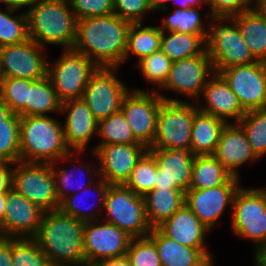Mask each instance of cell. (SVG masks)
Wrapping results in <instances>:
<instances>
[{"mask_svg": "<svg viewBox=\"0 0 266 266\" xmlns=\"http://www.w3.org/2000/svg\"><path fill=\"white\" fill-rule=\"evenodd\" d=\"M131 22L115 13L77 20L73 49L81 52L98 67L123 64Z\"/></svg>", "mask_w": 266, "mask_h": 266, "instance_id": "cell-1", "label": "cell"}, {"mask_svg": "<svg viewBox=\"0 0 266 266\" xmlns=\"http://www.w3.org/2000/svg\"><path fill=\"white\" fill-rule=\"evenodd\" d=\"M83 233L84 222L57 209L43 213L32 238L52 266H77L86 263Z\"/></svg>", "mask_w": 266, "mask_h": 266, "instance_id": "cell-2", "label": "cell"}, {"mask_svg": "<svg viewBox=\"0 0 266 266\" xmlns=\"http://www.w3.org/2000/svg\"><path fill=\"white\" fill-rule=\"evenodd\" d=\"M20 161H68L75 151L66 145L62 123L50 116L20 117Z\"/></svg>", "mask_w": 266, "mask_h": 266, "instance_id": "cell-3", "label": "cell"}, {"mask_svg": "<svg viewBox=\"0 0 266 266\" xmlns=\"http://www.w3.org/2000/svg\"><path fill=\"white\" fill-rule=\"evenodd\" d=\"M68 0H36L27 10L28 37L42 48L45 44L72 48L77 18ZM44 44V45H43Z\"/></svg>", "mask_w": 266, "mask_h": 266, "instance_id": "cell-4", "label": "cell"}, {"mask_svg": "<svg viewBox=\"0 0 266 266\" xmlns=\"http://www.w3.org/2000/svg\"><path fill=\"white\" fill-rule=\"evenodd\" d=\"M92 187L100 196L97 203H102L101 210L105 209V222L114 224L131 238L146 237L152 227L146 217L144 198L136 195L124 184H109L101 177Z\"/></svg>", "mask_w": 266, "mask_h": 266, "instance_id": "cell-5", "label": "cell"}, {"mask_svg": "<svg viewBox=\"0 0 266 266\" xmlns=\"http://www.w3.org/2000/svg\"><path fill=\"white\" fill-rule=\"evenodd\" d=\"M210 20L211 25L206 35V52L214 72L257 61L248 49L234 16L211 15Z\"/></svg>", "mask_w": 266, "mask_h": 266, "instance_id": "cell-6", "label": "cell"}, {"mask_svg": "<svg viewBox=\"0 0 266 266\" xmlns=\"http://www.w3.org/2000/svg\"><path fill=\"white\" fill-rule=\"evenodd\" d=\"M197 105L184 101L161 104L152 145L148 149H190L191 130Z\"/></svg>", "mask_w": 266, "mask_h": 266, "instance_id": "cell-7", "label": "cell"}, {"mask_svg": "<svg viewBox=\"0 0 266 266\" xmlns=\"http://www.w3.org/2000/svg\"><path fill=\"white\" fill-rule=\"evenodd\" d=\"M231 225L236 236L255 242V248L266 242V188L240 187L233 199Z\"/></svg>", "mask_w": 266, "mask_h": 266, "instance_id": "cell-8", "label": "cell"}, {"mask_svg": "<svg viewBox=\"0 0 266 266\" xmlns=\"http://www.w3.org/2000/svg\"><path fill=\"white\" fill-rule=\"evenodd\" d=\"M55 64L49 65V76L61 102L82 98L90 77L98 66L88 57L73 48L64 49Z\"/></svg>", "mask_w": 266, "mask_h": 266, "instance_id": "cell-9", "label": "cell"}, {"mask_svg": "<svg viewBox=\"0 0 266 266\" xmlns=\"http://www.w3.org/2000/svg\"><path fill=\"white\" fill-rule=\"evenodd\" d=\"M16 165L12 171V188L43 212L59 209L51 163L18 161Z\"/></svg>", "mask_w": 266, "mask_h": 266, "instance_id": "cell-10", "label": "cell"}, {"mask_svg": "<svg viewBox=\"0 0 266 266\" xmlns=\"http://www.w3.org/2000/svg\"><path fill=\"white\" fill-rule=\"evenodd\" d=\"M179 101L161 95L157 91L147 92L135 89L123 98L121 111L130 125L134 137L149 148L155 137L157 117L163 101Z\"/></svg>", "mask_w": 266, "mask_h": 266, "instance_id": "cell-11", "label": "cell"}, {"mask_svg": "<svg viewBox=\"0 0 266 266\" xmlns=\"http://www.w3.org/2000/svg\"><path fill=\"white\" fill-rule=\"evenodd\" d=\"M118 67H98L82 95L94 117L99 121L120 111L128 88L114 74Z\"/></svg>", "mask_w": 266, "mask_h": 266, "instance_id": "cell-12", "label": "cell"}, {"mask_svg": "<svg viewBox=\"0 0 266 266\" xmlns=\"http://www.w3.org/2000/svg\"><path fill=\"white\" fill-rule=\"evenodd\" d=\"M245 112L266 108V63L233 66L218 72Z\"/></svg>", "mask_w": 266, "mask_h": 266, "instance_id": "cell-13", "label": "cell"}, {"mask_svg": "<svg viewBox=\"0 0 266 266\" xmlns=\"http://www.w3.org/2000/svg\"><path fill=\"white\" fill-rule=\"evenodd\" d=\"M42 50L43 48L32 39L2 46L0 78L38 80L47 76L48 61Z\"/></svg>", "mask_w": 266, "mask_h": 266, "instance_id": "cell-14", "label": "cell"}, {"mask_svg": "<svg viewBox=\"0 0 266 266\" xmlns=\"http://www.w3.org/2000/svg\"><path fill=\"white\" fill-rule=\"evenodd\" d=\"M92 150L100 166L94 176L109 184H124L148 148L143 144H106Z\"/></svg>", "mask_w": 266, "mask_h": 266, "instance_id": "cell-15", "label": "cell"}, {"mask_svg": "<svg viewBox=\"0 0 266 266\" xmlns=\"http://www.w3.org/2000/svg\"><path fill=\"white\" fill-rule=\"evenodd\" d=\"M98 220L85 222L83 233V250L86 263L125 256L132 239L114 224Z\"/></svg>", "mask_w": 266, "mask_h": 266, "instance_id": "cell-16", "label": "cell"}, {"mask_svg": "<svg viewBox=\"0 0 266 266\" xmlns=\"http://www.w3.org/2000/svg\"><path fill=\"white\" fill-rule=\"evenodd\" d=\"M239 178L233 176L228 182L213 188H189L185 192V204L210 230L223 214L240 188Z\"/></svg>", "mask_w": 266, "mask_h": 266, "instance_id": "cell-17", "label": "cell"}, {"mask_svg": "<svg viewBox=\"0 0 266 266\" xmlns=\"http://www.w3.org/2000/svg\"><path fill=\"white\" fill-rule=\"evenodd\" d=\"M157 163L155 187L158 189L190 188L195 156L191 149H148Z\"/></svg>", "mask_w": 266, "mask_h": 266, "instance_id": "cell-18", "label": "cell"}, {"mask_svg": "<svg viewBox=\"0 0 266 266\" xmlns=\"http://www.w3.org/2000/svg\"><path fill=\"white\" fill-rule=\"evenodd\" d=\"M213 73L211 59L205 51L198 56L174 61L161 88L168 91L173 89L174 92L188 95L198 101L208 80V74L211 76Z\"/></svg>", "mask_w": 266, "mask_h": 266, "instance_id": "cell-19", "label": "cell"}, {"mask_svg": "<svg viewBox=\"0 0 266 266\" xmlns=\"http://www.w3.org/2000/svg\"><path fill=\"white\" fill-rule=\"evenodd\" d=\"M6 210L0 224V237L32 238L41 223L43 211L14 188L7 192Z\"/></svg>", "mask_w": 266, "mask_h": 266, "instance_id": "cell-20", "label": "cell"}, {"mask_svg": "<svg viewBox=\"0 0 266 266\" xmlns=\"http://www.w3.org/2000/svg\"><path fill=\"white\" fill-rule=\"evenodd\" d=\"M65 110L68 113L63 126L65 142L78 155L85 151L93 134L98 133V120L82 98L62 102L61 113Z\"/></svg>", "mask_w": 266, "mask_h": 266, "instance_id": "cell-21", "label": "cell"}, {"mask_svg": "<svg viewBox=\"0 0 266 266\" xmlns=\"http://www.w3.org/2000/svg\"><path fill=\"white\" fill-rule=\"evenodd\" d=\"M211 76L201 93L206 104L201 107L198 105L197 108L204 113L222 119L227 124L230 123L228 118L234 119V123H238L246 112L240 105L237 96L219 73L214 72Z\"/></svg>", "mask_w": 266, "mask_h": 266, "instance_id": "cell-22", "label": "cell"}, {"mask_svg": "<svg viewBox=\"0 0 266 266\" xmlns=\"http://www.w3.org/2000/svg\"><path fill=\"white\" fill-rule=\"evenodd\" d=\"M213 156L235 177H239L238 167L247 161L254 162L259 159L252 150L245 131L238 123L226 124Z\"/></svg>", "mask_w": 266, "mask_h": 266, "instance_id": "cell-23", "label": "cell"}, {"mask_svg": "<svg viewBox=\"0 0 266 266\" xmlns=\"http://www.w3.org/2000/svg\"><path fill=\"white\" fill-rule=\"evenodd\" d=\"M156 245L162 266H213L207 249L185 246L166 236L158 227L147 235Z\"/></svg>", "mask_w": 266, "mask_h": 266, "instance_id": "cell-24", "label": "cell"}, {"mask_svg": "<svg viewBox=\"0 0 266 266\" xmlns=\"http://www.w3.org/2000/svg\"><path fill=\"white\" fill-rule=\"evenodd\" d=\"M158 228L166 236L182 245L206 249L204 240L206 233L210 229L194 215L186 204L165 220Z\"/></svg>", "mask_w": 266, "mask_h": 266, "instance_id": "cell-25", "label": "cell"}, {"mask_svg": "<svg viewBox=\"0 0 266 266\" xmlns=\"http://www.w3.org/2000/svg\"><path fill=\"white\" fill-rule=\"evenodd\" d=\"M226 122L200 110L194 115L190 149L194 156L213 155Z\"/></svg>", "mask_w": 266, "mask_h": 266, "instance_id": "cell-26", "label": "cell"}, {"mask_svg": "<svg viewBox=\"0 0 266 266\" xmlns=\"http://www.w3.org/2000/svg\"><path fill=\"white\" fill-rule=\"evenodd\" d=\"M143 198L147 221L152 228L160 226L185 204V192L181 189L154 188Z\"/></svg>", "mask_w": 266, "mask_h": 266, "instance_id": "cell-27", "label": "cell"}, {"mask_svg": "<svg viewBox=\"0 0 266 266\" xmlns=\"http://www.w3.org/2000/svg\"><path fill=\"white\" fill-rule=\"evenodd\" d=\"M233 16L253 57L266 63V20L263 15L254 7Z\"/></svg>", "mask_w": 266, "mask_h": 266, "instance_id": "cell-28", "label": "cell"}, {"mask_svg": "<svg viewBox=\"0 0 266 266\" xmlns=\"http://www.w3.org/2000/svg\"><path fill=\"white\" fill-rule=\"evenodd\" d=\"M160 50L172 61L191 58L206 51V36L191 33L162 32Z\"/></svg>", "mask_w": 266, "mask_h": 266, "instance_id": "cell-29", "label": "cell"}, {"mask_svg": "<svg viewBox=\"0 0 266 266\" xmlns=\"http://www.w3.org/2000/svg\"><path fill=\"white\" fill-rule=\"evenodd\" d=\"M232 177L233 175L213 155L195 156L190 188L217 187Z\"/></svg>", "mask_w": 266, "mask_h": 266, "instance_id": "cell-30", "label": "cell"}, {"mask_svg": "<svg viewBox=\"0 0 266 266\" xmlns=\"http://www.w3.org/2000/svg\"><path fill=\"white\" fill-rule=\"evenodd\" d=\"M162 30L157 26H142V23H131L128 31L124 61L129 54L137 56L138 62L160 50Z\"/></svg>", "mask_w": 266, "mask_h": 266, "instance_id": "cell-31", "label": "cell"}, {"mask_svg": "<svg viewBox=\"0 0 266 266\" xmlns=\"http://www.w3.org/2000/svg\"><path fill=\"white\" fill-rule=\"evenodd\" d=\"M61 101L58 99L49 76L34 80L28 88L26 116H47V112H60Z\"/></svg>", "mask_w": 266, "mask_h": 266, "instance_id": "cell-32", "label": "cell"}, {"mask_svg": "<svg viewBox=\"0 0 266 266\" xmlns=\"http://www.w3.org/2000/svg\"><path fill=\"white\" fill-rule=\"evenodd\" d=\"M102 139L97 146L106 144H141L120 110L98 121V133Z\"/></svg>", "mask_w": 266, "mask_h": 266, "instance_id": "cell-33", "label": "cell"}, {"mask_svg": "<svg viewBox=\"0 0 266 266\" xmlns=\"http://www.w3.org/2000/svg\"><path fill=\"white\" fill-rule=\"evenodd\" d=\"M33 81L23 78H0V97L12 113L26 117L28 88Z\"/></svg>", "mask_w": 266, "mask_h": 266, "instance_id": "cell-34", "label": "cell"}, {"mask_svg": "<svg viewBox=\"0 0 266 266\" xmlns=\"http://www.w3.org/2000/svg\"><path fill=\"white\" fill-rule=\"evenodd\" d=\"M156 174L157 163L154 157L147 151L137 162L124 185L130 188L136 195L144 197L154 189Z\"/></svg>", "mask_w": 266, "mask_h": 266, "instance_id": "cell-35", "label": "cell"}, {"mask_svg": "<svg viewBox=\"0 0 266 266\" xmlns=\"http://www.w3.org/2000/svg\"><path fill=\"white\" fill-rule=\"evenodd\" d=\"M198 8H177L169 17L164 19L160 27L162 32L191 33L206 36L207 31L200 20Z\"/></svg>", "mask_w": 266, "mask_h": 266, "instance_id": "cell-36", "label": "cell"}, {"mask_svg": "<svg viewBox=\"0 0 266 266\" xmlns=\"http://www.w3.org/2000/svg\"><path fill=\"white\" fill-rule=\"evenodd\" d=\"M243 128L254 153L260 158L266 154V108L246 112L238 122Z\"/></svg>", "mask_w": 266, "mask_h": 266, "instance_id": "cell-37", "label": "cell"}, {"mask_svg": "<svg viewBox=\"0 0 266 266\" xmlns=\"http://www.w3.org/2000/svg\"><path fill=\"white\" fill-rule=\"evenodd\" d=\"M20 116L11 113L0 125V162L16 164L20 161Z\"/></svg>", "mask_w": 266, "mask_h": 266, "instance_id": "cell-38", "label": "cell"}, {"mask_svg": "<svg viewBox=\"0 0 266 266\" xmlns=\"http://www.w3.org/2000/svg\"><path fill=\"white\" fill-rule=\"evenodd\" d=\"M14 11L8 8H5V12L0 11V46L18 44L29 39L26 12L13 15Z\"/></svg>", "mask_w": 266, "mask_h": 266, "instance_id": "cell-39", "label": "cell"}, {"mask_svg": "<svg viewBox=\"0 0 266 266\" xmlns=\"http://www.w3.org/2000/svg\"><path fill=\"white\" fill-rule=\"evenodd\" d=\"M13 266H52L33 238H12Z\"/></svg>", "mask_w": 266, "mask_h": 266, "instance_id": "cell-40", "label": "cell"}, {"mask_svg": "<svg viewBox=\"0 0 266 266\" xmlns=\"http://www.w3.org/2000/svg\"><path fill=\"white\" fill-rule=\"evenodd\" d=\"M172 63L161 50H158L140 60L136 66L148 82L162 87L168 78Z\"/></svg>", "mask_w": 266, "mask_h": 266, "instance_id": "cell-41", "label": "cell"}, {"mask_svg": "<svg viewBox=\"0 0 266 266\" xmlns=\"http://www.w3.org/2000/svg\"><path fill=\"white\" fill-rule=\"evenodd\" d=\"M126 256L131 266H162L156 245L148 236L132 238Z\"/></svg>", "mask_w": 266, "mask_h": 266, "instance_id": "cell-42", "label": "cell"}, {"mask_svg": "<svg viewBox=\"0 0 266 266\" xmlns=\"http://www.w3.org/2000/svg\"><path fill=\"white\" fill-rule=\"evenodd\" d=\"M77 20L114 13L113 0H68Z\"/></svg>", "mask_w": 266, "mask_h": 266, "instance_id": "cell-43", "label": "cell"}, {"mask_svg": "<svg viewBox=\"0 0 266 266\" xmlns=\"http://www.w3.org/2000/svg\"><path fill=\"white\" fill-rule=\"evenodd\" d=\"M114 13L120 18L131 22L141 23L146 11H150L149 0H113Z\"/></svg>", "mask_w": 266, "mask_h": 266, "instance_id": "cell-44", "label": "cell"}, {"mask_svg": "<svg viewBox=\"0 0 266 266\" xmlns=\"http://www.w3.org/2000/svg\"><path fill=\"white\" fill-rule=\"evenodd\" d=\"M91 188L90 186L87 187V188H84V194L85 192L89 191ZM79 192H75V194H69L66 198H64L61 202H60V207L59 209L64 213V214H67V215H71L73 217H75L76 219L82 221V222H90V221H95V220H99L97 218V216L99 214L98 213V210H93L92 208L94 207V205H90L89 207L91 208V212L89 211L90 208L88 207H85V206H80L81 204L78 202V200L80 199V202L82 201L81 198H78L77 195H78ZM87 194V193H86ZM89 194H87L88 196ZM83 196V194L81 195ZM87 200V199H86ZM96 203V202H95ZM87 208L88 211L86 213L85 209ZM96 211V212H95Z\"/></svg>", "mask_w": 266, "mask_h": 266, "instance_id": "cell-45", "label": "cell"}, {"mask_svg": "<svg viewBox=\"0 0 266 266\" xmlns=\"http://www.w3.org/2000/svg\"><path fill=\"white\" fill-rule=\"evenodd\" d=\"M254 3L256 4V0H205V4H208L211 7V14L209 15L222 16H233L242 13L254 8Z\"/></svg>", "mask_w": 266, "mask_h": 266, "instance_id": "cell-46", "label": "cell"}, {"mask_svg": "<svg viewBox=\"0 0 266 266\" xmlns=\"http://www.w3.org/2000/svg\"><path fill=\"white\" fill-rule=\"evenodd\" d=\"M56 165V162H53L51 163V167H52V173H53V176H54V179H55V189H56V195H57V198L59 200V202H61L64 198H66L68 195H69V192L68 190L66 191V189H70L72 186V183H74V173L69 169H62V170H55V166ZM71 171V172H69ZM82 173L83 171L80 170ZM85 175V174H84ZM88 178H89V181L88 183H79L77 188L76 187H72L71 189V192L73 191V193L75 192L76 189H78V187L80 186V189L81 187L84 188H87L90 184L94 183L92 182V178L88 175ZM79 181V180H78ZM75 188V189H74Z\"/></svg>", "mask_w": 266, "mask_h": 266, "instance_id": "cell-47", "label": "cell"}, {"mask_svg": "<svg viewBox=\"0 0 266 266\" xmlns=\"http://www.w3.org/2000/svg\"><path fill=\"white\" fill-rule=\"evenodd\" d=\"M0 266H13L12 238L0 237Z\"/></svg>", "mask_w": 266, "mask_h": 266, "instance_id": "cell-48", "label": "cell"}, {"mask_svg": "<svg viewBox=\"0 0 266 266\" xmlns=\"http://www.w3.org/2000/svg\"><path fill=\"white\" fill-rule=\"evenodd\" d=\"M10 162H0V193L12 188V171Z\"/></svg>", "mask_w": 266, "mask_h": 266, "instance_id": "cell-49", "label": "cell"}, {"mask_svg": "<svg viewBox=\"0 0 266 266\" xmlns=\"http://www.w3.org/2000/svg\"><path fill=\"white\" fill-rule=\"evenodd\" d=\"M96 266H131L129 258L125 255L122 257L104 259L95 263Z\"/></svg>", "mask_w": 266, "mask_h": 266, "instance_id": "cell-50", "label": "cell"}, {"mask_svg": "<svg viewBox=\"0 0 266 266\" xmlns=\"http://www.w3.org/2000/svg\"><path fill=\"white\" fill-rule=\"evenodd\" d=\"M36 0H0V3H4L6 8L12 10H19L24 6L31 7Z\"/></svg>", "mask_w": 266, "mask_h": 266, "instance_id": "cell-51", "label": "cell"}, {"mask_svg": "<svg viewBox=\"0 0 266 266\" xmlns=\"http://www.w3.org/2000/svg\"><path fill=\"white\" fill-rule=\"evenodd\" d=\"M255 266H266V242L259 245L255 252Z\"/></svg>", "mask_w": 266, "mask_h": 266, "instance_id": "cell-52", "label": "cell"}, {"mask_svg": "<svg viewBox=\"0 0 266 266\" xmlns=\"http://www.w3.org/2000/svg\"><path fill=\"white\" fill-rule=\"evenodd\" d=\"M173 1V0H171ZM177 1V6L180 5V9H189V8H201L205 5V0H174Z\"/></svg>", "mask_w": 266, "mask_h": 266, "instance_id": "cell-53", "label": "cell"}, {"mask_svg": "<svg viewBox=\"0 0 266 266\" xmlns=\"http://www.w3.org/2000/svg\"><path fill=\"white\" fill-rule=\"evenodd\" d=\"M170 0H149V5L151 8V11L153 10H163L166 11L168 9V6H166V3Z\"/></svg>", "mask_w": 266, "mask_h": 266, "instance_id": "cell-54", "label": "cell"}, {"mask_svg": "<svg viewBox=\"0 0 266 266\" xmlns=\"http://www.w3.org/2000/svg\"><path fill=\"white\" fill-rule=\"evenodd\" d=\"M11 113H12L11 110L2 101L0 97V125L3 124V120H5Z\"/></svg>", "mask_w": 266, "mask_h": 266, "instance_id": "cell-55", "label": "cell"}, {"mask_svg": "<svg viewBox=\"0 0 266 266\" xmlns=\"http://www.w3.org/2000/svg\"><path fill=\"white\" fill-rule=\"evenodd\" d=\"M7 192L0 193V224L3 222L6 210Z\"/></svg>", "mask_w": 266, "mask_h": 266, "instance_id": "cell-56", "label": "cell"}, {"mask_svg": "<svg viewBox=\"0 0 266 266\" xmlns=\"http://www.w3.org/2000/svg\"><path fill=\"white\" fill-rule=\"evenodd\" d=\"M255 7L263 15L266 20V0H256Z\"/></svg>", "mask_w": 266, "mask_h": 266, "instance_id": "cell-57", "label": "cell"}, {"mask_svg": "<svg viewBox=\"0 0 266 266\" xmlns=\"http://www.w3.org/2000/svg\"><path fill=\"white\" fill-rule=\"evenodd\" d=\"M77 266H96V265L95 264L85 263V264H81V265H77Z\"/></svg>", "mask_w": 266, "mask_h": 266, "instance_id": "cell-58", "label": "cell"}]
</instances>
